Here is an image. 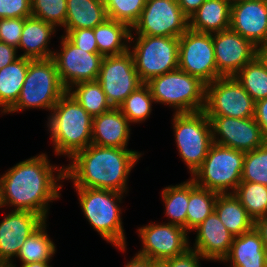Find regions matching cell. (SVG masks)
<instances>
[{"label":"cell","instance_id":"6da1fadb","mask_svg":"<svg viewBox=\"0 0 267 267\" xmlns=\"http://www.w3.org/2000/svg\"><path fill=\"white\" fill-rule=\"evenodd\" d=\"M48 158L46 152L35 155L0 175V209L31 211L47 220L50 203L61 198L65 181L64 166Z\"/></svg>","mask_w":267,"mask_h":267},{"label":"cell","instance_id":"7a4b0ae2","mask_svg":"<svg viewBox=\"0 0 267 267\" xmlns=\"http://www.w3.org/2000/svg\"><path fill=\"white\" fill-rule=\"evenodd\" d=\"M143 154L138 150L90 144L64 166L74 188H99L128 194L129 175Z\"/></svg>","mask_w":267,"mask_h":267},{"label":"cell","instance_id":"3957f363","mask_svg":"<svg viewBox=\"0 0 267 267\" xmlns=\"http://www.w3.org/2000/svg\"><path fill=\"white\" fill-rule=\"evenodd\" d=\"M46 128L55 156L69 160L92 143L93 117L66 92L47 116Z\"/></svg>","mask_w":267,"mask_h":267},{"label":"cell","instance_id":"277c9868","mask_svg":"<svg viewBox=\"0 0 267 267\" xmlns=\"http://www.w3.org/2000/svg\"><path fill=\"white\" fill-rule=\"evenodd\" d=\"M85 219L100 237L125 253L127 237L120 204L126 194L99 188H74Z\"/></svg>","mask_w":267,"mask_h":267},{"label":"cell","instance_id":"5b68a950","mask_svg":"<svg viewBox=\"0 0 267 267\" xmlns=\"http://www.w3.org/2000/svg\"><path fill=\"white\" fill-rule=\"evenodd\" d=\"M66 92L52 58L31 60L19 98L6 114L32 108L51 112Z\"/></svg>","mask_w":267,"mask_h":267},{"label":"cell","instance_id":"8992f818","mask_svg":"<svg viewBox=\"0 0 267 267\" xmlns=\"http://www.w3.org/2000/svg\"><path fill=\"white\" fill-rule=\"evenodd\" d=\"M146 84L151 90L155 104L173 108V113L204 110L206 84L179 68L154 77Z\"/></svg>","mask_w":267,"mask_h":267},{"label":"cell","instance_id":"52a82bcc","mask_svg":"<svg viewBox=\"0 0 267 267\" xmlns=\"http://www.w3.org/2000/svg\"><path fill=\"white\" fill-rule=\"evenodd\" d=\"M129 51L142 83L179 67V38L130 34Z\"/></svg>","mask_w":267,"mask_h":267},{"label":"cell","instance_id":"ba28073f","mask_svg":"<svg viewBox=\"0 0 267 267\" xmlns=\"http://www.w3.org/2000/svg\"><path fill=\"white\" fill-rule=\"evenodd\" d=\"M245 152L213 143L191 179L218 194L234 193L241 182Z\"/></svg>","mask_w":267,"mask_h":267},{"label":"cell","instance_id":"9c48e42d","mask_svg":"<svg viewBox=\"0 0 267 267\" xmlns=\"http://www.w3.org/2000/svg\"><path fill=\"white\" fill-rule=\"evenodd\" d=\"M171 124L179 157L190 177L202 165L213 144L211 124L204 111L173 113Z\"/></svg>","mask_w":267,"mask_h":267},{"label":"cell","instance_id":"30bf717a","mask_svg":"<svg viewBox=\"0 0 267 267\" xmlns=\"http://www.w3.org/2000/svg\"><path fill=\"white\" fill-rule=\"evenodd\" d=\"M206 116L252 118L255 101L235 77H220L206 85Z\"/></svg>","mask_w":267,"mask_h":267},{"label":"cell","instance_id":"8fae6325","mask_svg":"<svg viewBox=\"0 0 267 267\" xmlns=\"http://www.w3.org/2000/svg\"><path fill=\"white\" fill-rule=\"evenodd\" d=\"M189 29V18L177 0H147L131 34L179 38Z\"/></svg>","mask_w":267,"mask_h":267},{"label":"cell","instance_id":"7c38bea8","mask_svg":"<svg viewBox=\"0 0 267 267\" xmlns=\"http://www.w3.org/2000/svg\"><path fill=\"white\" fill-rule=\"evenodd\" d=\"M136 232L142 244L136 254L157 263L181 255L191 246L189 233L183 227L166 222H150Z\"/></svg>","mask_w":267,"mask_h":267},{"label":"cell","instance_id":"4fadbf2b","mask_svg":"<svg viewBox=\"0 0 267 267\" xmlns=\"http://www.w3.org/2000/svg\"><path fill=\"white\" fill-rule=\"evenodd\" d=\"M179 69L206 85L217 79L213 33L188 29L179 37Z\"/></svg>","mask_w":267,"mask_h":267},{"label":"cell","instance_id":"5bb4252c","mask_svg":"<svg viewBox=\"0 0 267 267\" xmlns=\"http://www.w3.org/2000/svg\"><path fill=\"white\" fill-rule=\"evenodd\" d=\"M97 81L110 105L118 108L143 83L135 69L132 53L104 56Z\"/></svg>","mask_w":267,"mask_h":267},{"label":"cell","instance_id":"9a60e30c","mask_svg":"<svg viewBox=\"0 0 267 267\" xmlns=\"http://www.w3.org/2000/svg\"><path fill=\"white\" fill-rule=\"evenodd\" d=\"M60 49L53 52L60 80L68 90L80 82L96 81L99 76L103 56L90 53L73 45L63 34L60 35Z\"/></svg>","mask_w":267,"mask_h":267},{"label":"cell","instance_id":"2e32d148","mask_svg":"<svg viewBox=\"0 0 267 267\" xmlns=\"http://www.w3.org/2000/svg\"><path fill=\"white\" fill-rule=\"evenodd\" d=\"M211 124L213 143L248 152L262 146L267 137L254 117L233 118L227 116H207Z\"/></svg>","mask_w":267,"mask_h":267},{"label":"cell","instance_id":"e0dca14e","mask_svg":"<svg viewBox=\"0 0 267 267\" xmlns=\"http://www.w3.org/2000/svg\"><path fill=\"white\" fill-rule=\"evenodd\" d=\"M217 78L234 77L257 56V47L232 29L213 33Z\"/></svg>","mask_w":267,"mask_h":267},{"label":"cell","instance_id":"ac0fdd59","mask_svg":"<svg viewBox=\"0 0 267 267\" xmlns=\"http://www.w3.org/2000/svg\"><path fill=\"white\" fill-rule=\"evenodd\" d=\"M44 221L34 212L10 209L0 221V262L14 265L25 240Z\"/></svg>","mask_w":267,"mask_h":267},{"label":"cell","instance_id":"d6986e66","mask_svg":"<svg viewBox=\"0 0 267 267\" xmlns=\"http://www.w3.org/2000/svg\"><path fill=\"white\" fill-rule=\"evenodd\" d=\"M230 29L255 47L267 43V0H245L231 4Z\"/></svg>","mask_w":267,"mask_h":267},{"label":"cell","instance_id":"ffe728a7","mask_svg":"<svg viewBox=\"0 0 267 267\" xmlns=\"http://www.w3.org/2000/svg\"><path fill=\"white\" fill-rule=\"evenodd\" d=\"M191 232H195L196 237L190 248L199 252L205 261L222 263L230 250L234 236L221 222L217 213L213 211Z\"/></svg>","mask_w":267,"mask_h":267},{"label":"cell","instance_id":"44dd1931","mask_svg":"<svg viewBox=\"0 0 267 267\" xmlns=\"http://www.w3.org/2000/svg\"><path fill=\"white\" fill-rule=\"evenodd\" d=\"M131 123L119 110L112 108L92 119V143L101 147L128 148Z\"/></svg>","mask_w":267,"mask_h":267},{"label":"cell","instance_id":"7402d4cb","mask_svg":"<svg viewBox=\"0 0 267 267\" xmlns=\"http://www.w3.org/2000/svg\"><path fill=\"white\" fill-rule=\"evenodd\" d=\"M57 29L54 25L33 16L25 18L17 48L18 51L22 50L23 53L19 56L32 60L52 58L55 50L54 48L52 50V47L50 49L49 44H51V38L59 31Z\"/></svg>","mask_w":267,"mask_h":267},{"label":"cell","instance_id":"603a6c76","mask_svg":"<svg viewBox=\"0 0 267 267\" xmlns=\"http://www.w3.org/2000/svg\"><path fill=\"white\" fill-rule=\"evenodd\" d=\"M222 262L228 263L229 267H267V250L260 233L253 228L234 237Z\"/></svg>","mask_w":267,"mask_h":267},{"label":"cell","instance_id":"cb8c5ba5","mask_svg":"<svg viewBox=\"0 0 267 267\" xmlns=\"http://www.w3.org/2000/svg\"><path fill=\"white\" fill-rule=\"evenodd\" d=\"M231 4L230 0H206L189 18V28L211 34L229 29Z\"/></svg>","mask_w":267,"mask_h":267},{"label":"cell","instance_id":"d4e9b609","mask_svg":"<svg viewBox=\"0 0 267 267\" xmlns=\"http://www.w3.org/2000/svg\"><path fill=\"white\" fill-rule=\"evenodd\" d=\"M214 211L234 237L254 228V220L233 193L218 194Z\"/></svg>","mask_w":267,"mask_h":267},{"label":"cell","instance_id":"484cf974","mask_svg":"<svg viewBox=\"0 0 267 267\" xmlns=\"http://www.w3.org/2000/svg\"><path fill=\"white\" fill-rule=\"evenodd\" d=\"M131 28L120 21L107 18L94 28L99 54L120 55L129 50Z\"/></svg>","mask_w":267,"mask_h":267},{"label":"cell","instance_id":"4316f807","mask_svg":"<svg viewBox=\"0 0 267 267\" xmlns=\"http://www.w3.org/2000/svg\"><path fill=\"white\" fill-rule=\"evenodd\" d=\"M107 18L104 0H67L63 29H93Z\"/></svg>","mask_w":267,"mask_h":267},{"label":"cell","instance_id":"83f0119b","mask_svg":"<svg viewBox=\"0 0 267 267\" xmlns=\"http://www.w3.org/2000/svg\"><path fill=\"white\" fill-rule=\"evenodd\" d=\"M31 60L20 56L0 70V107L5 112L18 100Z\"/></svg>","mask_w":267,"mask_h":267},{"label":"cell","instance_id":"f1b7e54d","mask_svg":"<svg viewBox=\"0 0 267 267\" xmlns=\"http://www.w3.org/2000/svg\"><path fill=\"white\" fill-rule=\"evenodd\" d=\"M47 220H45L31 235L25 240L18 255L17 260L21 265L32 262L52 261L57 252L56 244L47 234Z\"/></svg>","mask_w":267,"mask_h":267},{"label":"cell","instance_id":"f546056e","mask_svg":"<svg viewBox=\"0 0 267 267\" xmlns=\"http://www.w3.org/2000/svg\"><path fill=\"white\" fill-rule=\"evenodd\" d=\"M165 206L164 214L169 224L183 227L187 231V208L189 201V179L176 185H168L161 191Z\"/></svg>","mask_w":267,"mask_h":267},{"label":"cell","instance_id":"4dcf8cb0","mask_svg":"<svg viewBox=\"0 0 267 267\" xmlns=\"http://www.w3.org/2000/svg\"><path fill=\"white\" fill-rule=\"evenodd\" d=\"M218 193L199 187L189 178V201L187 208V232L191 233L215 208Z\"/></svg>","mask_w":267,"mask_h":267},{"label":"cell","instance_id":"1f68e13d","mask_svg":"<svg viewBox=\"0 0 267 267\" xmlns=\"http://www.w3.org/2000/svg\"><path fill=\"white\" fill-rule=\"evenodd\" d=\"M67 92L92 116H98L112 109L101 84L96 81L80 82Z\"/></svg>","mask_w":267,"mask_h":267},{"label":"cell","instance_id":"d6a6232c","mask_svg":"<svg viewBox=\"0 0 267 267\" xmlns=\"http://www.w3.org/2000/svg\"><path fill=\"white\" fill-rule=\"evenodd\" d=\"M234 77L255 102L267 98V69L257 56Z\"/></svg>","mask_w":267,"mask_h":267},{"label":"cell","instance_id":"836d02e7","mask_svg":"<svg viewBox=\"0 0 267 267\" xmlns=\"http://www.w3.org/2000/svg\"><path fill=\"white\" fill-rule=\"evenodd\" d=\"M155 104L149 86L143 83L133 91L118 107L131 124L145 122L152 115Z\"/></svg>","mask_w":267,"mask_h":267},{"label":"cell","instance_id":"e575fe53","mask_svg":"<svg viewBox=\"0 0 267 267\" xmlns=\"http://www.w3.org/2000/svg\"><path fill=\"white\" fill-rule=\"evenodd\" d=\"M233 194L239 199L254 222L267 216V186L241 181Z\"/></svg>","mask_w":267,"mask_h":267},{"label":"cell","instance_id":"d590c367","mask_svg":"<svg viewBox=\"0 0 267 267\" xmlns=\"http://www.w3.org/2000/svg\"><path fill=\"white\" fill-rule=\"evenodd\" d=\"M241 181L267 186V141L257 149L245 152Z\"/></svg>","mask_w":267,"mask_h":267},{"label":"cell","instance_id":"8d00e7d4","mask_svg":"<svg viewBox=\"0 0 267 267\" xmlns=\"http://www.w3.org/2000/svg\"><path fill=\"white\" fill-rule=\"evenodd\" d=\"M147 0H104L109 19L127 24L130 28L138 21Z\"/></svg>","mask_w":267,"mask_h":267},{"label":"cell","instance_id":"74e56055","mask_svg":"<svg viewBox=\"0 0 267 267\" xmlns=\"http://www.w3.org/2000/svg\"><path fill=\"white\" fill-rule=\"evenodd\" d=\"M32 16L54 25L64 27L67 0H31Z\"/></svg>","mask_w":267,"mask_h":267},{"label":"cell","instance_id":"f35d334b","mask_svg":"<svg viewBox=\"0 0 267 267\" xmlns=\"http://www.w3.org/2000/svg\"><path fill=\"white\" fill-rule=\"evenodd\" d=\"M25 18H1L0 42L18 48Z\"/></svg>","mask_w":267,"mask_h":267},{"label":"cell","instance_id":"ab89813d","mask_svg":"<svg viewBox=\"0 0 267 267\" xmlns=\"http://www.w3.org/2000/svg\"><path fill=\"white\" fill-rule=\"evenodd\" d=\"M64 36L76 47L90 53H99L94 28L64 29Z\"/></svg>","mask_w":267,"mask_h":267},{"label":"cell","instance_id":"60d3db41","mask_svg":"<svg viewBox=\"0 0 267 267\" xmlns=\"http://www.w3.org/2000/svg\"><path fill=\"white\" fill-rule=\"evenodd\" d=\"M31 16V0H0V19Z\"/></svg>","mask_w":267,"mask_h":267},{"label":"cell","instance_id":"b9f144b4","mask_svg":"<svg viewBox=\"0 0 267 267\" xmlns=\"http://www.w3.org/2000/svg\"><path fill=\"white\" fill-rule=\"evenodd\" d=\"M204 257L194 249L189 248L186 252L173 258L159 262L162 267H201Z\"/></svg>","mask_w":267,"mask_h":267},{"label":"cell","instance_id":"7bdbcfd3","mask_svg":"<svg viewBox=\"0 0 267 267\" xmlns=\"http://www.w3.org/2000/svg\"><path fill=\"white\" fill-rule=\"evenodd\" d=\"M254 119L267 137V98L255 102Z\"/></svg>","mask_w":267,"mask_h":267},{"label":"cell","instance_id":"ee69618b","mask_svg":"<svg viewBox=\"0 0 267 267\" xmlns=\"http://www.w3.org/2000/svg\"><path fill=\"white\" fill-rule=\"evenodd\" d=\"M16 47L0 42V70L17 60L20 56Z\"/></svg>","mask_w":267,"mask_h":267},{"label":"cell","instance_id":"f6af8a7d","mask_svg":"<svg viewBox=\"0 0 267 267\" xmlns=\"http://www.w3.org/2000/svg\"><path fill=\"white\" fill-rule=\"evenodd\" d=\"M206 0H177L182 12L190 18Z\"/></svg>","mask_w":267,"mask_h":267},{"label":"cell","instance_id":"bcb514c9","mask_svg":"<svg viewBox=\"0 0 267 267\" xmlns=\"http://www.w3.org/2000/svg\"><path fill=\"white\" fill-rule=\"evenodd\" d=\"M156 264L154 260L135 254L130 261L127 260L124 267H154Z\"/></svg>","mask_w":267,"mask_h":267},{"label":"cell","instance_id":"7dc6e473","mask_svg":"<svg viewBox=\"0 0 267 267\" xmlns=\"http://www.w3.org/2000/svg\"><path fill=\"white\" fill-rule=\"evenodd\" d=\"M254 228L260 233L267 250V216L257 219Z\"/></svg>","mask_w":267,"mask_h":267},{"label":"cell","instance_id":"c3c4849f","mask_svg":"<svg viewBox=\"0 0 267 267\" xmlns=\"http://www.w3.org/2000/svg\"><path fill=\"white\" fill-rule=\"evenodd\" d=\"M257 57L267 69V43L257 47Z\"/></svg>","mask_w":267,"mask_h":267},{"label":"cell","instance_id":"681fc988","mask_svg":"<svg viewBox=\"0 0 267 267\" xmlns=\"http://www.w3.org/2000/svg\"><path fill=\"white\" fill-rule=\"evenodd\" d=\"M51 261H46V262H32V263H28L25 265H21L20 267H53L52 265H50ZM15 267L16 264H14Z\"/></svg>","mask_w":267,"mask_h":267},{"label":"cell","instance_id":"f907efd6","mask_svg":"<svg viewBox=\"0 0 267 267\" xmlns=\"http://www.w3.org/2000/svg\"><path fill=\"white\" fill-rule=\"evenodd\" d=\"M0 267H15L12 263H1L0 262Z\"/></svg>","mask_w":267,"mask_h":267},{"label":"cell","instance_id":"816d5d0a","mask_svg":"<svg viewBox=\"0 0 267 267\" xmlns=\"http://www.w3.org/2000/svg\"><path fill=\"white\" fill-rule=\"evenodd\" d=\"M0 115L2 116L3 114L6 115V112L0 107Z\"/></svg>","mask_w":267,"mask_h":267},{"label":"cell","instance_id":"f5cc1de1","mask_svg":"<svg viewBox=\"0 0 267 267\" xmlns=\"http://www.w3.org/2000/svg\"><path fill=\"white\" fill-rule=\"evenodd\" d=\"M230 1L233 4V3H236V2H239V1H245V0H230Z\"/></svg>","mask_w":267,"mask_h":267},{"label":"cell","instance_id":"db71d44e","mask_svg":"<svg viewBox=\"0 0 267 267\" xmlns=\"http://www.w3.org/2000/svg\"><path fill=\"white\" fill-rule=\"evenodd\" d=\"M154 267H162L159 263H157Z\"/></svg>","mask_w":267,"mask_h":267}]
</instances>
